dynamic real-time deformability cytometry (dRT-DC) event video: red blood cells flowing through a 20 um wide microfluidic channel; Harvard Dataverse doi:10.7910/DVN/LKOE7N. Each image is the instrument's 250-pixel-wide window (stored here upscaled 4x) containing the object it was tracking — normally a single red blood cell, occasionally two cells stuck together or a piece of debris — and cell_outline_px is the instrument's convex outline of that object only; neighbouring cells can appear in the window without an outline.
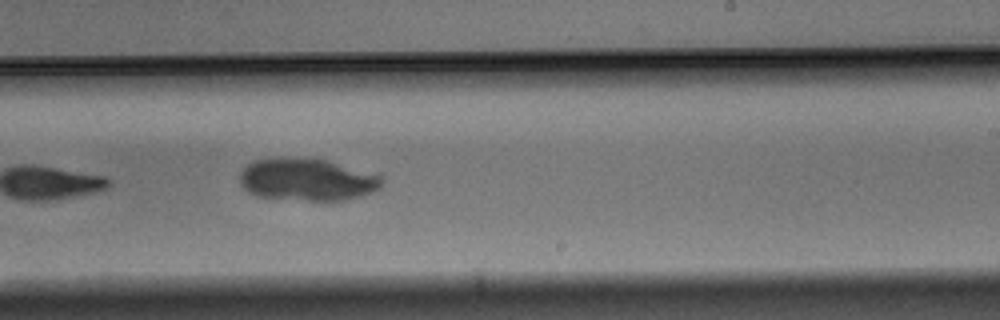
{"species": "Egyptian fruit bat (a non-hibernating species)", "species_latin": "Rousettus aegyptiacus", "temperature_condition": "warm", "stored_images_in_passage": 8, "camera_frame_rate_fps": 3000, "um_per_image_px": 0.085, "animal": {"sex": "male"}, "frame": {"image": 1, "passage_image": 8, "time_ms": 2.333, "image_size_px": [1000, 320], "cell_outline_px": [[384, 180], [380, 188], [372, 192], [360, 196], [344, 200], [308, 200], [256, 196], [248, 192], [240, 184], [240, 172], [252, 160], [276, 156], [284, 156], [328, 160], [384, 176]], "centroid_in_image_um": [26.09, 15.24], "position_along_channel_um": 262.9, "area_um2": 35.49}}